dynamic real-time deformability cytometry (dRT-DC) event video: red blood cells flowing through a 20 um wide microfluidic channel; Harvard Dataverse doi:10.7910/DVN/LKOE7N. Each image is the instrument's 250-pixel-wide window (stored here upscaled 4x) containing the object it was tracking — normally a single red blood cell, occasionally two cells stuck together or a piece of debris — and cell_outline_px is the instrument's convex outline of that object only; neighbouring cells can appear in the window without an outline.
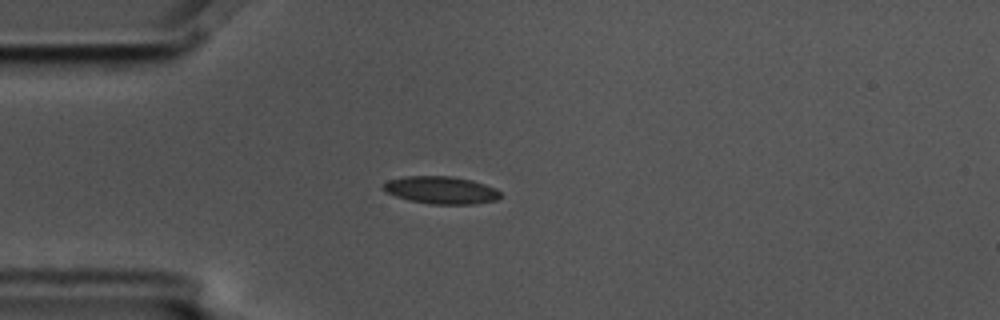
{"species": "common noctule bat (a hibernating species)", "species_latin": "Nyctalus noctula", "temperature_condition": "cold", "stored_images_in_passage": 3, "camera_frame_rate_fps": 3000, "um_per_image_px": 0.085, "animal": {"sex": "male", "body_mass_g": 17.5, "forearm_length_mm": 52.3}, "frame": {"image": 1, "passage_image": 3, "time_ms": 0.667, "image_size_px": [1000, 320], "cell_outline_px": [[500, 196], [496, 200], [472, 204], [432, 204], [408, 200], [384, 192], [380, 188], [388, 180], [404, 176], [452, 176], [472, 180], [496, 188], [500, 192]], "centroid_in_image_um": [37.45, 16.15], "position_along_channel_um": 47.5, "area_um2": 18.84}}